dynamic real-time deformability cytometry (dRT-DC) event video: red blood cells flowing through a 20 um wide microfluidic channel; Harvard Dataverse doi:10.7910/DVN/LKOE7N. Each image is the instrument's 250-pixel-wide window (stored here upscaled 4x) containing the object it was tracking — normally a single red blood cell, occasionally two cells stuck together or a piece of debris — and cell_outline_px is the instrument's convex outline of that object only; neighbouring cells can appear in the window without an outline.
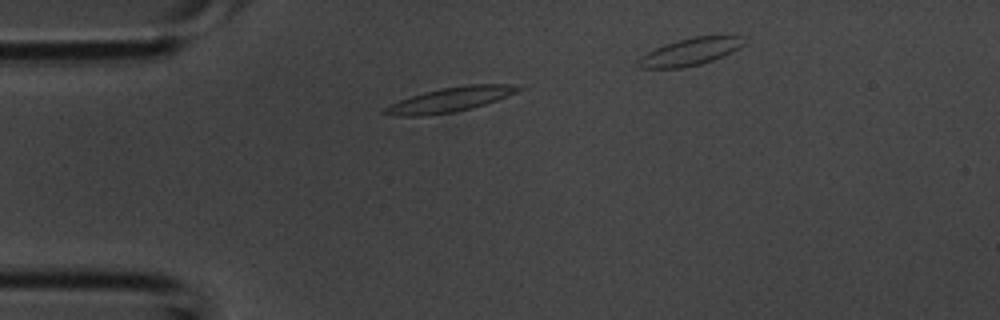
{"species": "common noctule bat (a hibernating species)", "species_latin": "Nyctalus noctula", "temperature_condition": "room temperature", "stored_images_in_passage": 27, "camera_frame_rate_fps": 3000, "um_per_image_px": 0.085, "animal": {"sex": "male", "body_mass_g": 20.1, "forearm_length_mm": 53.5}, "frame": {"image": 1, "passage_image": 3, "time_ms": 0.667, "image_size_px": [1000, 320], "cell_outline_px": [[524, 88], [508, 96], [472, 108], [452, 112], [424, 116], [400, 116], [380, 112], [384, 108], [400, 100], [424, 92], [440, 88], [468, 84], [520, 84]], "centroid_in_image_um": [38.32, 8.45], "position_along_channel_um": 46.7, "area_um2": 19.02}}
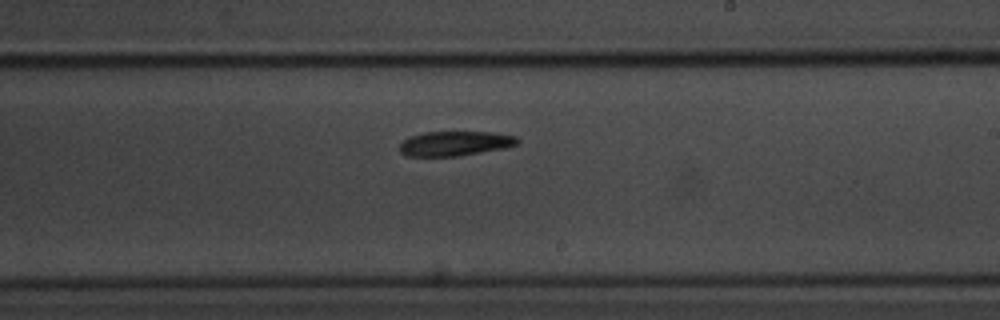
{"frame": {"image": 2, "passage_image": 17, "time_ms": 5.333, "image_size_px": [1000, 320], "cell_outline_px": [[520, 140], [516, 144], [504, 148], [460, 156], [408, 156], [400, 152], [400, 144], [408, 136], [424, 132], [492, 132], [516, 136]], "centroid_in_image_um": [38.66, 12.19], "position_along_channel_um": 250.3, "area_um2": 16.94}}
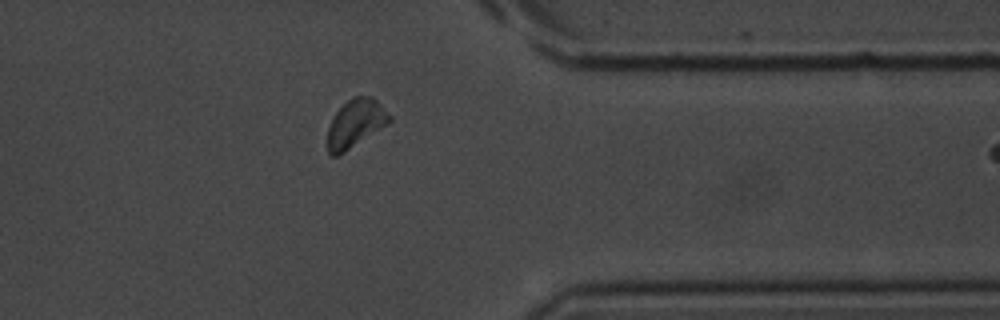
{"frame": {"image": 3, "passage_image": 26, "time_ms": 8.333, "image_size_px": [1000, 320], "cell_outline_px": [[392, 120], [388, 124], [344, 152], [336, 156], [332, 156], [328, 152], [328, 128], [336, 112], [352, 96], [372, 96], [392, 116]], "centroid_in_image_um": [30.24, 10.48], "position_along_channel_um": 381.2, "area_um2": 17.11}}